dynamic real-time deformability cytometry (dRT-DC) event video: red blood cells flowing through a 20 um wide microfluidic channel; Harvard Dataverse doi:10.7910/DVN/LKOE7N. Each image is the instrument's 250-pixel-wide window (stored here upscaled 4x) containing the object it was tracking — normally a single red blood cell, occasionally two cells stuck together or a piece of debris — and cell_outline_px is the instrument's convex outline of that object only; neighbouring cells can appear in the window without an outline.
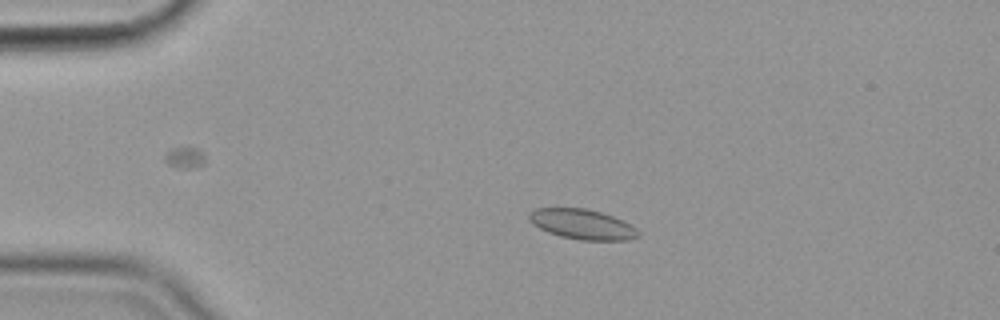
{"species": "common noctule bat (a hibernating species)", "species_latin": "Nyctalus noctula", "temperature_condition": "cold", "stored_images_in_passage": 44, "camera_frame_rate_fps": 3000, "um_per_image_px": 0.085, "animal": {"sex": "female", "body_mass_g": 19.9}, "frame": {"image": 1, "passage_image": 12, "time_ms": 3.667, "image_size_px": [1000, 320], "cell_outline_px": [[640, 236], [628, 240], [580, 240], [560, 236], [548, 232], [532, 224], [528, 220], [528, 212], [536, 208], [588, 208], [624, 220], [636, 228], [640, 232]], "centroid_in_image_um": [49.49, 19.06], "position_along_channel_um": 35.5, "area_um2": 19.31}}
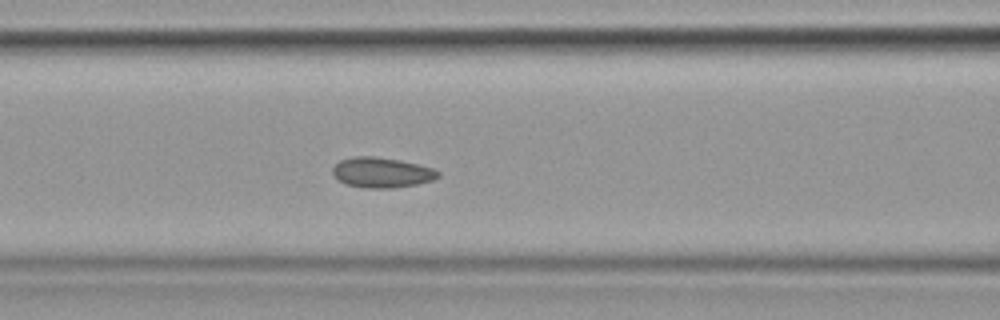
{"frame": {"image": 2, "passage_image": 24, "time_ms": 7.667, "image_size_px": [1000, 320], "cell_outline_px": [[440, 176], [432, 180], [416, 184], [392, 188], [368, 188], [348, 184], [340, 180], [332, 172], [332, 168], [340, 160], [352, 156], [376, 156], [400, 160], [432, 168], [440, 172]], "centroid_in_image_um": [32.45, 14.65], "position_along_channel_um": 134.1, "area_um2": 18.38}}
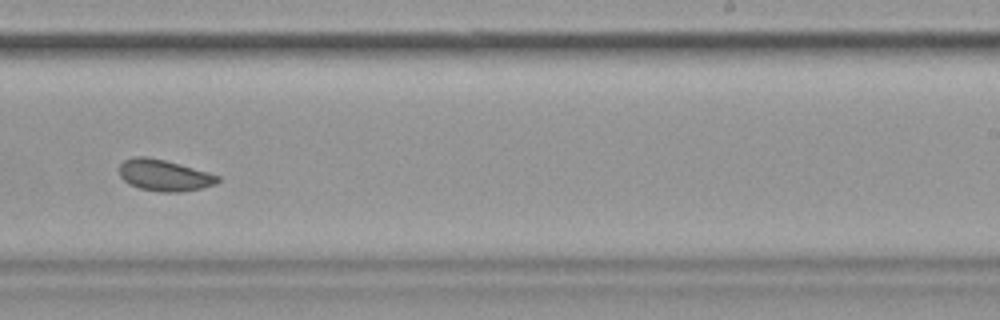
{"frame": {"image": 3, "passage_image": 36, "time_ms": 11.667, "image_size_px": [1000, 320], "cell_outline_px": [[220, 180], [216, 184], [200, 188], [180, 192], [160, 192], [140, 188], [128, 184], [120, 176], [120, 164], [124, 160], [132, 156], [144, 156], [164, 160], [180, 164], [220, 176]], "centroid_in_image_um": [13.94, 14.9], "position_along_channel_um": 275.1, "area_um2": 17.92}, "authors_computed_cell_mechanics": {"area_um2": 18.8139, "velocity_mm_per_s": 3.5344, "shape_relaxation_time_tau1_ms": null, "shape_relaxation_time_tau2_ms": 1.6708, "deformation_change_tau1": null, "deformation_change_tau2": 0.0638}}